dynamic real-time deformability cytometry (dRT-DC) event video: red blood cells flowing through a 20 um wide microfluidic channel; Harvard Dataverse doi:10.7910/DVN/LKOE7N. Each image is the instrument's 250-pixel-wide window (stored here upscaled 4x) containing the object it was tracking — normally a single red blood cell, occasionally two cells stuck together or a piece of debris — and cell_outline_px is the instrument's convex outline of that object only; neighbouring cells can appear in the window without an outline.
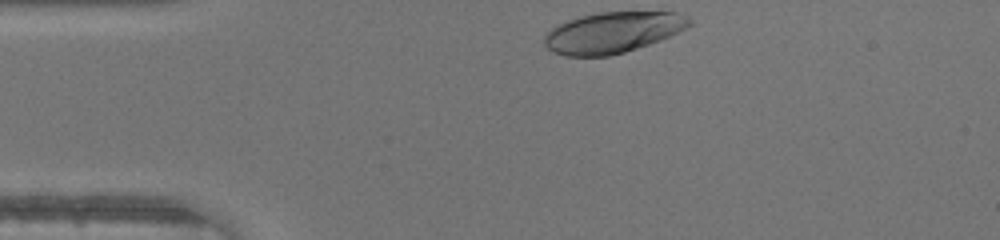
{"species": "human", "species_latin": "Homo sapiens", "temperature_condition": "warm", "stored_images_in_passage": 28, "camera_frame_rate_fps": 3000, "um_per_image_px": 0.085, "donor": {"sex": "male"}, "frame": {"image": 1, "passage_image": 1, "time_ms": 0.0, "image_size_px": [1000, 240], "cell_outline_px": [[692, 24], [688, 28], [660, 40], [624, 52], [608, 56], [564, 56], [552, 52], [544, 44], [544, 36], [556, 24], [580, 16], [600, 12], [676, 12], [692, 20]], "centroid_in_image_um": [52.06, 2.76], "position_along_channel_um": 32.9, "area_um2": 34.56}}
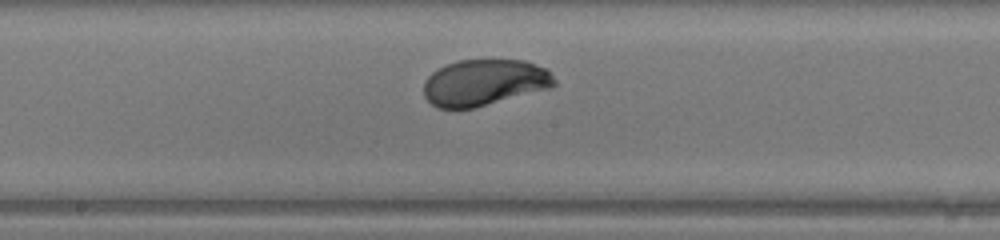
{"frame": {"image": 2, "passage_image": 16, "time_ms": 5.0, "image_size_px": [1000, 240], "cell_outline_px": [[556, 84], [552, 88], [472, 108], [436, 108], [424, 96], [424, 80], [432, 72], [448, 64], [460, 60], [524, 60], [548, 68], [556, 80]], "centroid_in_image_um": [41.2, 7.01], "position_along_channel_um": 207.0, "area_um2": 35.32}}
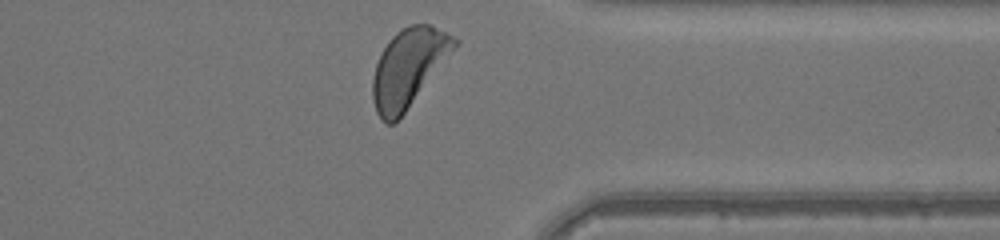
{"frame": {"image": 3, "passage_image": 28, "time_ms": 9.0, "image_size_px": [1000, 240], "cell_outline_px": [[460, 40], [404, 112], [392, 124], [388, 124], [380, 120], [376, 112], [372, 100], [372, 80], [376, 64], [388, 40], [396, 32], [408, 24], [428, 24], [456, 36]], "centroid_in_image_um": [34.68, 5.73], "position_along_channel_um": 376.7, "area_um2": 36.3}}